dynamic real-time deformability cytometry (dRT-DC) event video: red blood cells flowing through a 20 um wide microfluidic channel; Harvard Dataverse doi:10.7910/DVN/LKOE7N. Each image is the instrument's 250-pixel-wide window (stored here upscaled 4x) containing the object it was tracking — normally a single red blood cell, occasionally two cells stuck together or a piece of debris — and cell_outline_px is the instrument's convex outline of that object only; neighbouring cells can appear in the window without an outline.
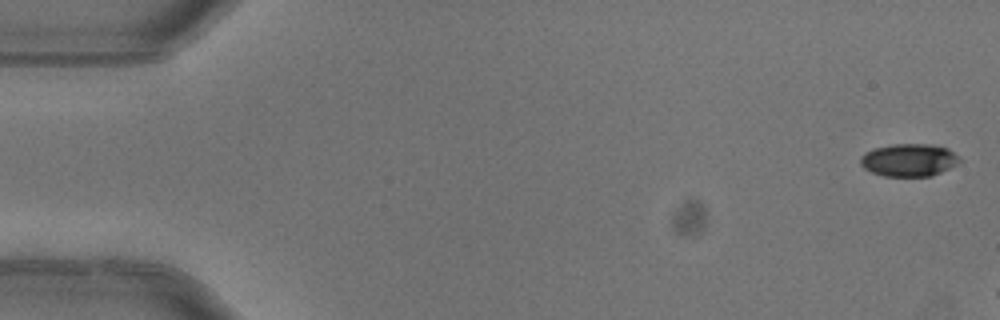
{"species": "common noctule bat (a hibernating species)", "species_latin": "Nyctalus noctula", "temperature_condition": "warm", "stored_images_in_passage": 3, "camera_frame_rate_fps": 3000, "um_per_image_px": 0.085, "animal": {"sex": "female"}, "frame": {"image": 1, "passage_image": 1, "time_ms": 0.0, "image_size_px": [1000, 320], "cell_outline_px": [[964, 160], [932, 176], [884, 176], [872, 172], [864, 168], [860, 164], [860, 156], [864, 152], [872, 148], [892, 144], [928, 144], [948, 148], [960, 156]], "centroid_in_image_um": [77.26, 13.59], "position_along_channel_um": 7.7, "area_um2": 19.07}}